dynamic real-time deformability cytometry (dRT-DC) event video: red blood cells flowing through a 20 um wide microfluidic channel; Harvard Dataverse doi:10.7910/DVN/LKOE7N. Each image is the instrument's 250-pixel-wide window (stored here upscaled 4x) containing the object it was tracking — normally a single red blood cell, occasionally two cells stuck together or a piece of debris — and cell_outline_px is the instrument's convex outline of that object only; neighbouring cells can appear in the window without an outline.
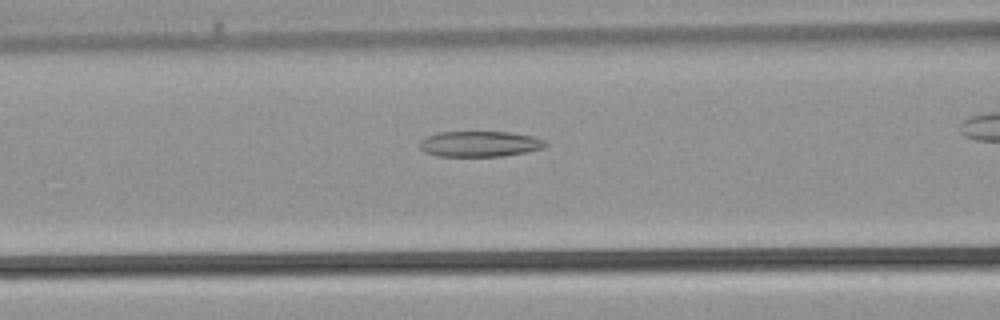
{"species": "common noctule bat (a hibernating species)", "species_latin": "Nyctalus noctula", "temperature_condition": "warm", "stored_images_in_passage": 18, "camera_frame_rate_fps": 3000, "um_per_image_px": 0.085, "animal": {"sex": "male", "body_mass_g": 21.5, "forearm_length_mm": 52.0}, "frame": {"image": 1, "passage_image": 15, "time_ms": 4.667, "image_size_px": [1000, 320], "cell_outline_px": [[548, 144], [544, 148], [504, 156], [436, 156], [424, 152], [420, 148], [420, 140], [424, 136], [440, 132], [512, 132], [532, 136], [544, 140]], "centroid_in_image_um": [40.75, 12.23], "position_along_channel_um": 125.8, "area_um2": 18.9}}
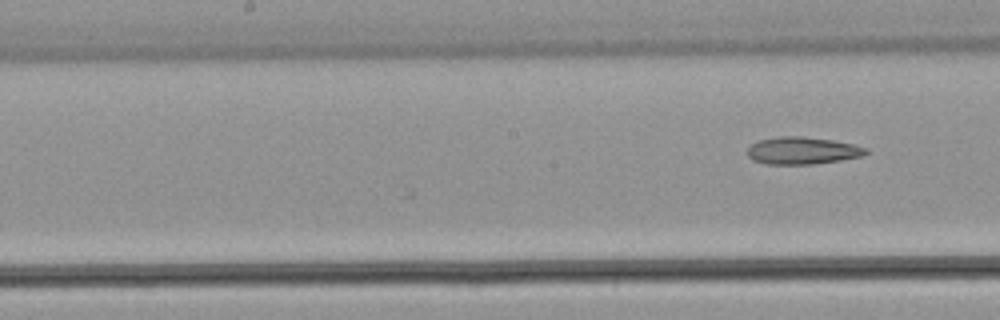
{"frame": {"image": 2, "passage_image": 18, "time_ms": 5.667, "image_size_px": [1000, 320], "cell_outline_px": [[868, 152], [860, 156], [840, 160], [812, 164], [764, 164], [752, 160], [748, 156], [748, 148], [756, 140], [776, 136], [800, 136], [832, 140], [852, 144], [868, 148]], "centroid_in_image_um": [68.15, 12.79], "position_along_channel_um": 180.1, "area_um2": 18.84}}